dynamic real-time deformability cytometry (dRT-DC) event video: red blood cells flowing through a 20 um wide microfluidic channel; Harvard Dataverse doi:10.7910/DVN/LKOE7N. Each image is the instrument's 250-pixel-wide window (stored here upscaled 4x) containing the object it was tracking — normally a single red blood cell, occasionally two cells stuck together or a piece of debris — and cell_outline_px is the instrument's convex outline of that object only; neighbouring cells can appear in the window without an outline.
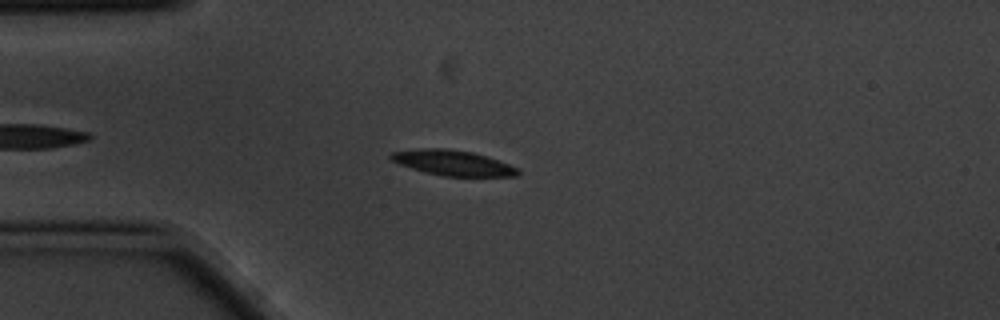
{"species": "common noctule bat (a hibernating species)", "species_latin": "Nyctalus noctula", "temperature_condition": "cold", "stored_images_in_passage": 4, "camera_frame_rate_fps": 3000, "um_per_image_px": 0.085, "animal": {"sex": "male", "body_mass_g": 20.1, "forearm_length_mm": 53.5}, "frame": {"image": 1, "passage_image": 4, "time_ms": 1.0, "image_size_px": [1000, 320], "cell_outline_px": [[520, 172], [516, 176], [444, 176], [424, 172], [400, 164], [392, 160], [388, 156], [392, 152], [424, 148], [444, 148], [472, 152], [508, 164], [516, 168]], "centroid_in_image_um": [38.46, 13.84], "position_along_channel_um": 46.5, "area_um2": 18.32}}